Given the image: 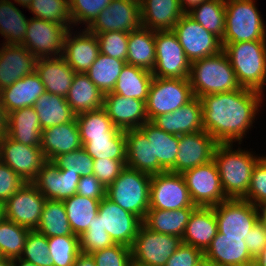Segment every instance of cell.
Here are the masks:
<instances>
[{
	"mask_svg": "<svg viewBox=\"0 0 266 266\" xmlns=\"http://www.w3.org/2000/svg\"><path fill=\"white\" fill-rule=\"evenodd\" d=\"M151 122L161 130L177 136L202 131L203 114L200 98L194 97L179 109L158 115Z\"/></svg>",
	"mask_w": 266,
	"mask_h": 266,
	"instance_id": "d4e9b609",
	"label": "cell"
},
{
	"mask_svg": "<svg viewBox=\"0 0 266 266\" xmlns=\"http://www.w3.org/2000/svg\"><path fill=\"white\" fill-rule=\"evenodd\" d=\"M130 266H144V265H141V264H138L134 261L131 262Z\"/></svg>",
	"mask_w": 266,
	"mask_h": 266,
	"instance_id": "11e5206c",
	"label": "cell"
},
{
	"mask_svg": "<svg viewBox=\"0 0 266 266\" xmlns=\"http://www.w3.org/2000/svg\"><path fill=\"white\" fill-rule=\"evenodd\" d=\"M73 30L66 35L62 56L75 73H87L100 53L97 36L86 28Z\"/></svg>",
	"mask_w": 266,
	"mask_h": 266,
	"instance_id": "44dd1931",
	"label": "cell"
},
{
	"mask_svg": "<svg viewBox=\"0 0 266 266\" xmlns=\"http://www.w3.org/2000/svg\"><path fill=\"white\" fill-rule=\"evenodd\" d=\"M33 17L72 28L69 0H31L27 7Z\"/></svg>",
	"mask_w": 266,
	"mask_h": 266,
	"instance_id": "7dc6e473",
	"label": "cell"
},
{
	"mask_svg": "<svg viewBox=\"0 0 266 266\" xmlns=\"http://www.w3.org/2000/svg\"><path fill=\"white\" fill-rule=\"evenodd\" d=\"M40 148L47 161H53L58 155L82 148L76 118L42 130Z\"/></svg>",
	"mask_w": 266,
	"mask_h": 266,
	"instance_id": "4316f807",
	"label": "cell"
},
{
	"mask_svg": "<svg viewBox=\"0 0 266 266\" xmlns=\"http://www.w3.org/2000/svg\"><path fill=\"white\" fill-rule=\"evenodd\" d=\"M126 167V160L94 159L93 175L107 188Z\"/></svg>",
	"mask_w": 266,
	"mask_h": 266,
	"instance_id": "6f0895ef",
	"label": "cell"
},
{
	"mask_svg": "<svg viewBox=\"0 0 266 266\" xmlns=\"http://www.w3.org/2000/svg\"><path fill=\"white\" fill-rule=\"evenodd\" d=\"M100 53L126 61L128 53V33L107 31L97 34Z\"/></svg>",
	"mask_w": 266,
	"mask_h": 266,
	"instance_id": "db71d44e",
	"label": "cell"
},
{
	"mask_svg": "<svg viewBox=\"0 0 266 266\" xmlns=\"http://www.w3.org/2000/svg\"><path fill=\"white\" fill-rule=\"evenodd\" d=\"M190 62L218 54L221 40L185 13L172 29Z\"/></svg>",
	"mask_w": 266,
	"mask_h": 266,
	"instance_id": "5bb4252c",
	"label": "cell"
},
{
	"mask_svg": "<svg viewBox=\"0 0 266 266\" xmlns=\"http://www.w3.org/2000/svg\"><path fill=\"white\" fill-rule=\"evenodd\" d=\"M53 162L59 168L78 173L81 177L92 175L94 170V159L83 148L58 155Z\"/></svg>",
	"mask_w": 266,
	"mask_h": 266,
	"instance_id": "f5cc1de1",
	"label": "cell"
},
{
	"mask_svg": "<svg viewBox=\"0 0 266 266\" xmlns=\"http://www.w3.org/2000/svg\"><path fill=\"white\" fill-rule=\"evenodd\" d=\"M96 266H130L132 262L131 247L114 244L111 247L91 253Z\"/></svg>",
	"mask_w": 266,
	"mask_h": 266,
	"instance_id": "9f6ffc18",
	"label": "cell"
},
{
	"mask_svg": "<svg viewBox=\"0 0 266 266\" xmlns=\"http://www.w3.org/2000/svg\"><path fill=\"white\" fill-rule=\"evenodd\" d=\"M46 198L32 183H25L4 203L5 218L34 230L40 222Z\"/></svg>",
	"mask_w": 266,
	"mask_h": 266,
	"instance_id": "ac0fdd59",
	"label": "cell"
},
{
	"mask_svg": "<svg viewBox=\"0 0 266 266\" xmlns=\"http://www.w3.org/2000/svg\"><path fill=\"white\" fill-rule=\"evenodd\" d=\"M41 126L33 107H25L8 114L7 136L27 146H40Z\"/></svg>",
	"mask_w": 266,
	"mask_h": 266,
	"instance_id": "1f68e13d",
	"label": "cell"
},
{
	"mask_svg": "<svg viewBox=\"0 0 266 266\" xmlns=\"http://www.w3.org/2000/svg\"><path fill=\"white\" fill-rule=\"evenodd\" d=\"M151 177L126 166L106 188V197L143 221L149 210Z\"/></svg>",
	"mask_w": 266,
	"mask_h": 266,
	"instance_id": "8992f818",
	"label": "cell"
},
{
	"mask_svg": "<svg viewBox=\"0 0 266 266\" xmlns=\"http://www.w3.org/2000/svg\"><path fill=\"white\" fill-rule=\"evenodd\" d=\"M217 144V141L204 130L180 135L175 173L182 174L213 160Z\"/></svg>",
	"mask_w": 266,
	"mask_h": 266,
	"instance_id": "d6986e66",
	"label": "cell"
},
{
	"mask_svg": "<svg viewBox=\"0 0 266 266\" xmlns=\"http://www.w3.org/2000/svg\"><path fill=\"white\" fill-rule=\"evenodd\" d=\"M76 121L82 143L92 138L114 137L120 131L103 108L78 114Z\"/></svg>",
	"mask_w": 266,
	"mask_h": 266,
	"instance_id": "b9f144b4",
	"label": "cell"
},
{
	"mask_svg": "<svg viewBox=\"0 0 266 266\" xmlns=\"http://www.w3.org/2000/svg\"><path fill=\"white\" fill-rule=\"evenodd\" d=\"M261 218L266 222V205L261 208Z\"/></svg>",
	"mask_w": 266,
	"mask_h": 266,
	"instance_id": "753ad0ef",
	"label": "cell"
},
{
	"mask_svg": "<svg viewBox=\"0 0 266 266\" xmlns=\"http://www.w3.org/2000/svg\"><path fill=\"white\" fill-rule=\"evenodd\" d=\"M115 127L139 129L148 120L145 101L110 92L104 95L103 107Z\"/></svg>",
	"mask_w": 266,
	"mask_h": 266,
	"instance_id": "7402d4cb",
	"label": "cell"
},
{
	"mask_svg": "<svg viewBox=\"0 0 266 266\" xmlns=\"http://www.w3.org/2000/svg\"><path fill=\"white\" fill-rule=\"evenodd\" d=\"M126 166L153 175V150L147 136L140 129L125 130Z\"/></svg>",
	"mask_w": 266,
	"mask_h": 266,
	"instance_id": "74e56055",
	"label": "cell"
},
{
	"mask_svg": "<svg viewBox=\"0 0 266 266\" xmlns=\"http://www.w3.org/2000/svg\"><path fill=\"white\" fill-rule=\"evenodd\" d=\"M241 87L264 94L266 87V41L221 43Z\"/></svg>",
	"mask_w": 266,
	"mask_h": 266,
	"instance_id": "3957f363",
	"label": "cell"
},
{
	"mask_svg": "<svg viewBox=\"0 0 266 266\" xmlns=\"http://www.w3.org/2000/svg\"><path fill=\"white\" fill-rule=\"evenodd\" d=\"M239 145L235 149L233 143L217 144L213 154L222 189L228 199H243L246 196L253 168L263 157Z\"/></svg>",
	"mask_w": 266,
	"mask_h": 266,
	"instance_id": "7a4b0ae2",
	"label": "cell"
},
{
	"mask_svg": "<svg viewBox=\"0 0 266 266\" xmlns=\"http://www.w3.org/2000/svg\"><path fill=\"white\" fill-rule=\"evenodd\" d=\"M0 266H12V259H7L0 256Z\"/></svg>",
	"mask_w": 266,
	"mask_h": 266,
	"instance_id": "2644e50d",
	"label": "cell"
},
{
	"mask_svg": "<svg viewBox=\"0 0 266 266\" xmlns=\"http://www.w3.org/2000/svg\"><path fill=\"white\" fill-rule=\"evenodd\" d=\"M264 94L253 89H240L200 97L203 130L218 144H242L247 132L253 128L261 111Z\"/></svg>",
	"mask_w": 266,
	"mask_h": 266,
	"instance_id": "6da1fadb",
	"label": "cell"
},
{
	"mask_svg": "<svg viewBox=\"0 0 266 266\" xmlns=\"http://www.w3.org/2000/svg\"><path fill=\"white\" fill-rule=\"evenodd\" d=\"M196 207L181 174L165 171L152 175L150 180L149 209L172 211Z\"/></svg>",
	"mask_w": 266,
	"mask_h": 266,
	"instance_id": "7c38bea8",
	"label": "cell"
},
{
	"mask_svg": "<svg viewBox=\"0 0 266 266\" xmlns=\"http://www.w3.org/2000/svg\"><path fill=\"white\" fill-rule=\"evenodd\" d=\"M100 225L110 235L115 244L132 247L142 220L122 209L106 196L100 200L98 207Z\"/></svg>",
	"mask_w": 266,
	"mask_h": 266,
	"instance_id": "2e32d148",
	"label": "cell"
},
{
	"mask_svg": "<svg viewBox=\"0 0 266 266\" xmlns=\"http://www.w3.org/2000/svg\"><path fill=\"white\" fill-rule=\"evenodd\" d=\"M41 129L57 126L76 118L65 97L44 92L34 103Z\"/></svg>",
	"mask_w": 266,
	"mask_h": 266,
	"instance_id": "d590c367",
	"label": "cell"
},
{
	"mask_svg": "<svg viewBox=\"0 0 266 266\" xmlns=\"http://www.w3.org/2000/svg\"><path fill=\"white\" fill-rule=\"evenodd\" d=\"M196 266H212L207 260L203 259L200 263Z\"/></svg>",
	"mask_w": 266,
	"mask_h": 266,
	"instance_id": "34e18365",
	"label": "cell"
},
{
	"mask_svg": "<svg viewBox=\"0 0 266 266\" xmlns=\"http://www.w3.org/2000/svg\"><path fill=\"white\" fill-rule=\"evenodd\" d=\"M181 244L182 238L154 232L142 224L131 247L132 261L144 266H165Z\"/></svg>",
	"mask_w": 266,
	"mask_h": 266,
	"instance_id": "8fae6325",
	"label": "cell"
},
{
	"mask_svg": "<svg viewBox=\"0 0 266 266\" xmlns=\"http://www.w3.org/2000/svg\"><path fill=\"white\" fill-rule=\"evenodd\" d=\"M44 92L45 86L38 74L34 72L0 90V97L8 115L18 109L33 107Z\"/></svg>",
	"mask_w": 266,
	"mask_h": 266,
	"instance_id": "4dcf8cb0",
	"label": "cell"
},
{
	"mask_svg": "<svg viewBox=\"0 0 266 266\" xmlns=\"http://www.w3.org/2000/svg\"><path fill=\"white\" fill-rule=\"evenodd\" d=\"M125 64L126 61L99 53L97 59L90 66L86 74L91 82L105 95L113 91Z\"/></svg>",
	"mask_w": 266,
	"mask_h": 266,
	"instance_id": "7bdbcfd3",
	"label": "cell"
},
{
	"mask_svg": "<svg viewBox=\"0 0 266 266\" xmlns=\"http://www.w3.org/2000/svg\"><path fill=\"white\" fill-rule=\"evenodd\" d=\"M35 230L47 238L74 235L63 201L46 199L40 222Z\"/></svg>",
	"mask_w": 266,
	"mask_h": 266,
	"instance_id": "60d3db41",
	"label": "cell"
},
{
	"mask_svg": "<svg viewBox=\"0 0 266 266\" xmlns=\"http://www.w3.org/2000/svg\"><path fill=\"white\" fill-rule=\"evenodd\" d=\"M189 81L194 97L198 98L241 88L223 50L218 54L191 62Z\"/></svg>",
	"mask_w": 266,
	"mask_h": 266,
	"instance_id": "277c9868",
	"label": "cell"
},
{
	"mask_svg": "<svg viewBox=\"0 0 266 266\" xmlns=\"http://www.w3.org/2000/svg\"><path fill=\"white\" fill-rule=\"evenodd\" d=\"M256 0H226L225 32L221 43L266 41V26Z\"/></svg>",
	"mask_w": 266,
	"mask_h": 266,
	"instance_id": "5b68a950",
	"label": "cell"
},
{
	"mask_svg": "<svg viewBox=\"0 0 266 266\" xmlns=\"http://www.w3.org/2000/svg\"><path fill=\"white\" fill-rule=\"evenodd\" d=\"M204 259V253L191 245L182 243L171 255L165 266H196Z\"/></svg>",
	"mask_w": 266,
	"mask_h": 266,
	"instance_id": "91938a15",
	"label": "cell"
},
{
	"mask_svg": "<svg viewBox=\"0 0 266 266\" xmlns=\"http://www.w3.org/2000/svg\"><path fill=\"white\" fill-rule=\"evenodd\" d=\"M243 200L249 201L259 208L266 205V155L254 166L249 190Z\"/></svg>",
	"mask_w": 266,
	"mask_h": 266,
	"instance_id": "11a10c76",
	"label": "cell"
},
{
	"mask_svg": "<svg viewBox=\"0 0 266 266\" xmlns=\"http://www.w3.org/2000/svg\"><path fill=\"white\" fill-rule=\"evenodd\" d=\"M73 266H96V263L91 254L81 252L75 259Z\"/></svg>",
	"mask_w": 266,
	"mask_h": 266,
	"instance_id": "be15d7a7",
	"label": "cell"
},
{
	"mask_svg": "<svg viewBox=\"0 0 266 266\" xmlns=\"http://www.w3.org/2000/svg\"><path fill=\"white\" fill-rule=\"evenodd\" d=\"M217 232V219L213 207L197 206L190 215L182 243L198 248L204 253Z\"/></svg>",
	"mask_w": 266,
	"mask_h": 266,
	"instance_id": "f546056e",
	"label": "cell"
},
{
	"mask_svg": "<svg viewBox=\"0 0 266 266\" xmlns=\"http://www.w3.org/2000/svg\"><path fill=\"white\" fill-rule=\"evenodd\" d=\"M76 194L93 199H102L106 196V188L92 174L80 178Z\"/></svg>",
	"mask_w": 266,
	"mask_h": 266,
	"instance_id": "6125c7cd",
	"label": "cell"
},
{
	"mask_svg": "<svg viewBox=\"0 0 266 266\" xmlns=\"http://www.w3.org/2000/svg\"><path fill=\"white\" fill-rule=\"evenodd\" d=\"M194 98L189 79L153 77L149 88L146 114L149 121L158 115L171 113Z\"/></svg>",
	"mask_w": 266,
	"mask_h": 266,
	"instance_id": "52a82bcc",
	"label": "cell"
},
{
	"mask_svg": "<svg viewBox=\"0 0 266 266\" xmlns=\"http://www.w3.org/2000/svg\"><path fill=\"white\" fill-rule=\"evenodd\" d=\"M253 266H266V246L265 248L254 258Z\"/></svg>",
	"mask_w": 266,
	"mask_h": 266,
	"instance_id": "003e7915",
	"label": "cell"
},
{
	"mask_svg": "<svg viewBox=\"0 0 266 266\" xmlns=\"http://www.w3.org/2000/svg\"><path fill=\"white\" fill-rule=\"evenodd\" d=\"M69 30L67 25L31 17L22 45L37 59L59 57Z\"/></svg>",
	"mask_w": 266,
	"mask_h": 266,
	"instance_id": "30bf717a",
	"label": "cell"
},
{
	"mask_svg": "<svg viewBox=\"0 0 266 266\" xmlns=\"http://www.w3.org/2000/svg\"><path fill=\"white\" fill-rule=\"evenodd\" d=\"M103 99V93L91 82L86 73H75L66 101L76 116L101 109Z\"/></svg>",
	"mask_w": 266,
	"mask_h": 266,
	"instance_id": "836d02e7",
	"label": "cell"
},
{
	"mask_svg": "<svg viewBox=\"0 0 266 266\" xmlns=\"http://www.w3.org/2000/svg\"><path fill=\"white\" fill-rule=\"evenodd\" d=\"M20 258L38 266H53L49 256L48 238L35 229L29 230Z\"/></svg>",
	"mask_w": 266,
	"mask_h": 266,
	"instance_id": "681fc988",
	"label": "cell"
},
{
	"mask_svg": "<svg viewBox=\"0 0 266 266\" xmlns=\"http://www.w3.org/2000/svg\"><path fill=\"white\" fill-rule=\"evenodd\" d=\"M195 208L177 210L149 209L142 223L148 229L182 238L190 215Z\"/></svg>",
	"mask_w": 266,
	"mask_h": 266,
	"instance_id": "e575fe53",
	"label": "cell"
},
{
	"mask_svg": "<svg viewBox=\"0 0 266 266\" xmlns=\"http://www.w3.org/2000/svg\"><path fill=\"white\" fill-rule=\"evenodd\" d=\"M0 160L26 183L33 182L47 161L40 146H27L5 135L0 139Z\"/></svg>",
	"mask_w": 266,
	"mask_h": 266,
	"instance_id": "9a60e30c",
	"label": "cell"
},
{
	"mask_svg": "<svg viewBox=\"0 0 266 266\" xmlns=\"http://www.w3.org/2000/svg\"><path fill=\"white\" fill-rule=\"evenodd\" d=\"M11 0H0V35L3 44L22 45L29 19Z\"/></svg>",
	"mask_w": 266,
	"mask_h": 266,
	"instance_id": "f35d334b",
	"label": "cell"
},
{
	"mask_svg": "<svg viewBox=\"0 0 266 266\" xmlns=\"http://www.w3.org/2000/svg\"><path fill=\"white\" fill-rule=\"evenodd\" d=\"M225 3L226 0H207L193 7L187 14L222 40L225 32Z\"/></svg>",
	"mask_w": 266,
	"mask_h": 266,
	"instance_id": "ee69618b",
	"label": "cell"
},
{
	"mask_svg": "<svg viewBox=\"0 0 266 266\" xmlns=\"http://www.w3.org/2000/svg\"><path fill=\"white\" fill-rule=\"evenodd\" d=\"M35 72L44 84L46 92L66 98L75 71L70 68L63 56L39 58Z\"/></svg>",
	"mask_w": 266,
	"mask_h": 266,
	"instance_id": "f1b7e54d",
	"label": "cell"
},
{
	"mask_svg": "<svg viewBox=\"0 0 266 266\" xmlns=\"http://www.w3.org/2000/svg\"><path fill=\"white\" fill-rule=\"evenodd\" d=\"M140 26L139 0H112L86 29L97 35L107 31L129 33Z\"/></svg>",
	"mask_w": 266,
	"mask_h": 266,
	"instance_id": "e0dca14e",
	"label": "cell"
},
{
	"mask_svg": "<svg viewBox=\"0 0 266 266\" xmlns=\"http://www.w3.org/2000/svg\"><path fill=\"white\" fill-rule=\"evenodd\" d=\"M181 175L194 205L213 207L228 200L222 189L219 171L214 160L189 169Z\"/></svg>",
	"mask_w": 266,
	"mask_h": 266,
	"instance_id": "4fadbf2b",
	"label": "cell"
},
{
	"mask_svg": "<svg viewBox=\"0 0 266 266\" xmlns=\"http://www.w3.org/2000/svg\"><path fill=\"white\" fill-rule=\"evenodd\" d=\"M152 143L153 175L170 171L175 173V160L179 151V136L167 133L151 121L139 128Z\"/></svg>",
	"mask_w": 266,
	"mask_h": 266,
	"instance_id": "484cf974",
	"label": "cell"
},
{
	"mask_svg": "<svg viewBox=\"0 0 266 266\" xmlns=\"http://www.w3.org/2000/svg\"><path fill=\"white\" fill-rule=\"evenodd\" d=\"M79 242L81 252L86 254H91L115 244L110 235L100 225V216L98 214L89 224L88 230L79 236Z\"/></svg>",
	"mask_w": 266,
	"mask_h": 266,
	"instance_id": "816d5d0a",
	"label": "cell"
},
{
	"mask_svg": "<svg viewBox=\"0 0 266 266\" xmlns=\"http://www.w3.org/2000/svg\"><path fill=\"white\" fill-rule=\"evenodd\" d=\"M81 175L46 161L32 182L46 199L64 201L77 192Z\"/></svg>",
	"mask_w": 266,
	"mask_h": 266,
	"instance_id": "ffe728a7",
	"label": "cell"
},
{
	"mask_svg": "<svg viewBox=\"0 0 266 266\" xmlns=\"http://www.w3.org/2000/svg\"><path fill=\"white\" fill-rule=\"evenodd\" d=\"M141 26L152 31L172 30L185 14L179 0H139Z\"/></svg>",
	"mask_w": 266,
	"mask_h": 266,
	"instance_id": "83f0119b",
	"label": "cell"
},
{
	"mask_svg": "<svg viewBox=\"0 0 266 266\" xmlns=\"http://www.w3.org/2000/svg\"><path fill=\"white\" fill-rule=\"evenodd\" d=\"M100 200L75 194L63 201L74 235L79 237L88 230L89 224L98 214Z\"/></svg>",
	"mask_w": 266,
	"mask_h": 266,
	"instance_id": "ab89813d",
	"label": "cell"
},
{
	"mask_svg": "<svg viewBox=\"0 0 266 266\" xmlns=\"http://www.w3.org/2000/svg\"><path fill=\"white\" fill-rule=\"evenodd\" d=\"M153 77L148 70L125 64L112 92L146 102Z\"/></svg>",
	"mask_w": 266,
	"mask_h": 266,
	"instance_id": "8d00e7d4",
	"label": "cell"
},
{
	"mask_svg": "<svg viewBox=\"0 0 266 266\" xmlns=\"http://www.w3.org/2000/svg\"><path fill=\"white\" fill-rule=\"evenodd\" d=\"M220 237L247 238L261 218V208L243 199H228L213 206Z\"/></svg>",
	"mask_w": 266,
	"mask_h": 266,
	"instance_id": "ba28073f",
	"label": "cell"
},
{
	"mask_svg": "<svg viewBox=\"0 0 266 266\" xmlns=\"http://www.w3.org/2000/svg\"><path fill=\"white\" fill-rule=\"evenodd\" d=\"M156 62L155 31L140 26L128 33L126 64L152 72Z\"/></svg>",
	"mask_w": 266,
	"mask_h": 266,
	"instance_id": "d6a6232c",
	"label": "cell"
},
{
	"mask_svg": "<svg viewBox=\"0 0 266 266\" xmlns=\"http://www.w3.org/2000/svg\"><path fill=\"white\" fill-rule=\"evenodd\" d=\"M156 62L153 76L189 79L191 62L173 30L155 31Z\"/></svg>",
	"mask_w": 266,
	"mask_h": 266,
	"instance_id": "9c48e42d",
	"label": "cell"
},
{
	"mask_svg": "<svg viewBox=\"0 0 266 266\" xmlns=\"http://www.w3.org/2000/svg\"><path fill=\"white\" fill-rule=\"evenodd\" d=\"M29 230L4 217L0 221V256L7 259L20 258Z\"/></svg>",
	"mask_w": 266,
	"mask_h": 266,
	"instance_id": "bcb514c9",
	"label": "cell"
},
{
	"mask_svg": "<svg viewBox=\"0 0 266 266\" xmlns=\"http://www.w3.org/2000/svg\"><path fill=\"white\" fill-rule=\"evenodd\" d=\"M48 249L53 266H73L75 259L81 253L77 235L49 237Z\"/></svg>",
	"mask_w": 266,
	"mask_h": 266,
	"instance_id": "c3c4849f",
	"label": "cell"
},
{
	"mask_svg": "<svg viewBox=\"0 0 266 266\" xmlns=\"http://www.w3.org/2000/svg\"><path fill=\"white\" fill-rule=\"evenodd\" d=\"M0 46V90L36 71L37 58L23 45Z\"/></svg>",
	"mask_w": 266,
	"mask_h": 266,
	"instance_id": "603a6c76",
	"label": "cell"
},
{
	"mask_svg": "<svg viewBox=\"0 0 266 266\" xmlns=\"http://www.w3.org/2000/svg\"><path fill=\"white\" fill-rule=\"evenodd\" d=\"M19 7L27 8L30 5L31 0H13ZM21 5V6H20Z\"/></svg>",
	"mask_w": 266,
	"mask_h": 266,
	"instance_id": "89a4df30",
	"label": "cell"
},
{
	"mask_svg": "<svg viewBox=\"0 0 266 266\" xmlns=\"http://www.w3.org/2000/svg\"><path fill=\"white\" fill-rule=\"evenodd\" d=\"M204 259L212 266H253L254 263L243 237H220L219 231L204 252Z\"/></svg>",
	"mask_w": 266,
	"mask_h": 266,
	"instance_id": "cb8c5ba5",
	"label": "cell"
},
{
	"mask_svg": "<svg viewBox=\"0 0 266 266\" xmlns=\"http://www.w3.org/2000/svg\"><path fill=\"white\" fill-rule=\"evenodd\" d=\"M5 217L4 215V203L0 201V221Z\"/></svg>",
	"mask_w": 266,
	"mask_h": 266,
	"instance_id": "8c879c8a",
	"label": "cell"
},
{
	"mask_svg": "<svg viewBox=\"0 0 266 266\" xmlns=\"http://www.w3.org/2000/svg\"><path fill=\"white\" fill-rule=\"evenodd\" d=\"M207 1V0H179L180 6L182 10L187 13L193 7L198 6L200 3Z\"/></svg>",
	"mask_w": 266,
	"mask_h": 266,
	"instance_id": "03108f58",
	"label": "cell"
},
{
	"mask_svg": "<svg viewBox=\"0 0 266 266\" xmlns=\"http://www.w3.org/2000/svg\"><path fill=\"white\" fill-rule=\"evenodd\" d=\"M26 182L0 160V201L5 203Z\"/></svg>",
	"mask_w": 266,
	"mask_h": 266,
	"instance_id": "680465c9",
	"label": "cell"
},
{
	"mask_svg": "<svg viewBox=\"0 0 266 266\" xmlns=\"http://www.w3.org/2000/svg\"><path fill=\"white\" fill-rule=\"evenodd\" d=\"M112 0H69L72 28L85 24L88 27Z\"/></svg>",
	"mask_w": 266,
	"mask_h": 266,
	"instance_id": "f907efd6",
	"label": "cell"
},
{
	"mask_svg": "<svg viewBox=\"0 0 266 266\" xmlns=\"http://www.w3.org/2000/svg\"><path fill=\"white\" fill-rule=\"evenodd\" d=\"M12 266H38L22 258L12 259Z\"/></svg>",
	"mask_w": 266,
	"mask_h": 266,
	"instance_id": "a7ac6f4b",
	"label": "cell"
},
{
	"mask_svg": "<svg viewBox=\"0 0 266 266\" xmlns=\"http://www.w3.org/2000/svg\"><path fill=\"white\" fill-rule=\"evenodd\" d=\"M7 120L8 115L5 111L4 105L0 97V139L7 135Z\"/></svg>",
	"mask_w": 266,
	"mask_h": 266,
	"instance_id": "e7e4bbea",
	"label": "cell"
},
{
	"mask_svg": "<svg viewBox=\"0 0 266 266\" xmlns=\"http://www.w3.org/2000/svg\"><path fill=\"white\" fill-rule=\"evenodd\" d=\"M250 254L255 258L266 246V222L260 218L244 239Z\"/></svg>",
	"mask_w": 266,
	"mask_h": 266,
	"instance_id": "94428289",
	"label": "cell"
},
{
	"mask_svg": "<svg viewBox=\"0 0 266 266\" xmlns=\"http://www.w3.org/2000/svg\"><path fill=\"white\" fill-rule=\"evenodd\" d=\"M82 148L93 159L126 160L125 131L120 130L114 137L92 138L87 143H82Z\"/></svg>",
	"mask_w": 266,
	"mask_h": 266,
	"instance_id": "f6af8a7d",
	"label": "cell"
}]
</instances>
